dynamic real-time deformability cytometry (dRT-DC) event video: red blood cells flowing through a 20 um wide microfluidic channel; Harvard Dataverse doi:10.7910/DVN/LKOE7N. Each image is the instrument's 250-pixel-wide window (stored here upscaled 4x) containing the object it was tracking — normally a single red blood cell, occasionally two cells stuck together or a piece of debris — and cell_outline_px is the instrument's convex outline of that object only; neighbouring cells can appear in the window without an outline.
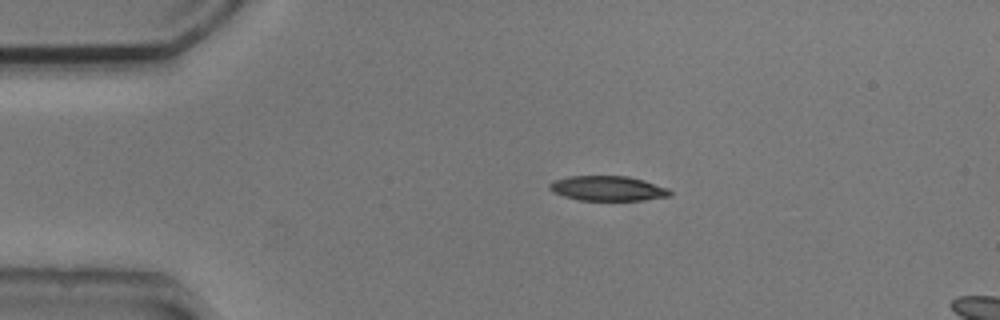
{"species": "common noctule bat (a hibernating species)", "species_latin": "Nyctalus noctula", "temperature_condition": "cold", "stored_images_in_passage": 16, "camera_frame_rate_fps": 3000, "um_per_image_px": 0.085, "animal": {"sex": "male", "body_mass_g": 20.5, "forearm_length_mm": 52.5}, "frame": {"image": 1, "passage_image": 10, "time_ms": 3.0, "image_size_px": [1000, 320], "cell_outline_px": [[672, 196], [644, 200], [580, 200], [564, 196], [552, 192], [548, 188], [548, 184], [552, 180], [568, 176], [628, 176], [668, 188], [672, 192]], "centroid_in_image_um": [51.63, 16.01], "position_along_channel_um": 33.4, "area_um2": 17.51}}